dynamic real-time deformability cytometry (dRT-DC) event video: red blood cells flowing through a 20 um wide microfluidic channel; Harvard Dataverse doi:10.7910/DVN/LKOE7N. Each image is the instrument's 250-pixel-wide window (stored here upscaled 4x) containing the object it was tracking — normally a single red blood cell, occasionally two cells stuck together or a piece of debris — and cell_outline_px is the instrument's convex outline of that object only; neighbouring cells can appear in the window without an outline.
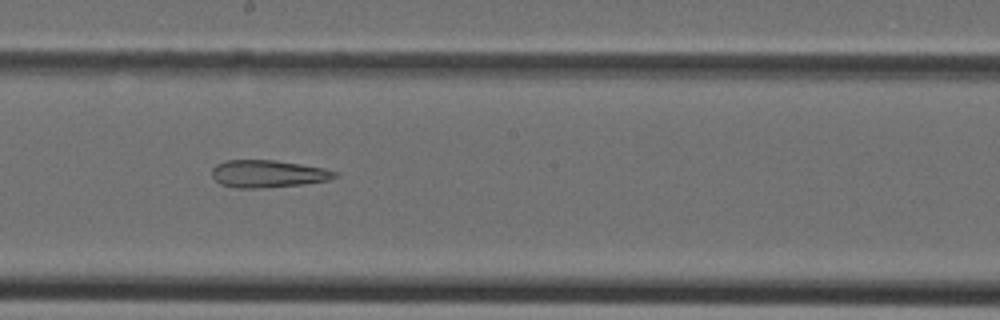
{"species": "Egyptian fruit bat (a non-hibernating species)", "species_latin": "Rousettus aegyptiacus", "temperature_condition": "cold", "stored_images_in_passage": 33, "camera_frame_rate_fps": 3000, "um_per_image_px": 0.085, "animal": {"sex": "female"}, "frame": {"image": 1, "passage_image": 15, "time_ms": 4.667, "image_size_px": [1000, 320], "cell_outline_px": [[340, 176], [328, 180], [304, 184], [264, 188], [236, 188], [220, 184], [212, 176], [212, 168], [216, 164], [224, 160], [272, 160], [300, 164], [324, 168], [336, 172]], "centroid_in_image_um": [22.76, 14.78], "position_along_channel_um": 225.4, "area_um2": 19.71}}
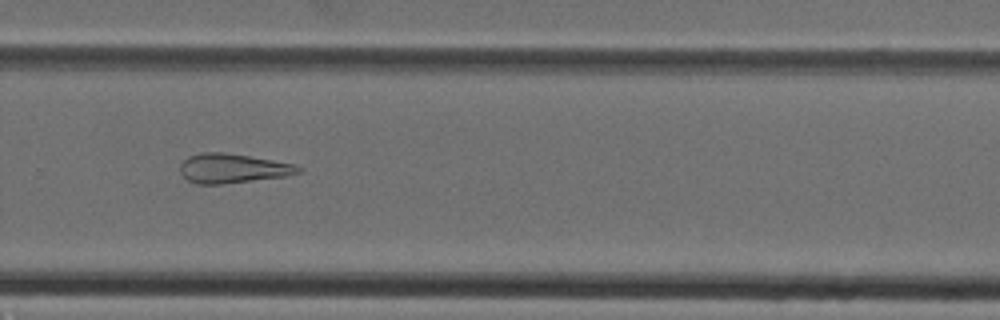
{"frame": {"image": 2, "passage_image": 20, "time_ms": 6.333, "image_size_px": [1000, 320], "cell_outline_px": [[304, 168], [300, 172], [288, 176], [224, 184], [196, 184], [188, 180], [180, 172], [180, 164], [188, 156], [200, 152], [224, 152], [272, 160], [292, 164]], "centroid_in_image_um": [19.76, 14.31], "position_along_channel_um": 310.0, "area_um2": 20.29}}
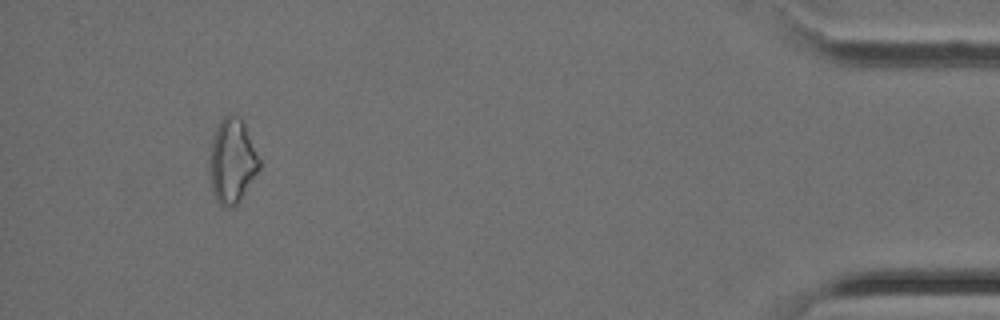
{"frame": {"image": 3, "passage_image": 30, "time_ms": 9.667, "image_size_px": [1000, 320], "cell_outline_px": [[260, 168], [236, 204], [228, 208], [224, 208], [216, 200], [212, 188], [212, 140], [216, 128], [220, 120], [228, 112], [232, 112], [244, 124], [260, 160]], "centroid_in_image_um": [19.75, 13.66], "position_along_channel_um": 415.4, "area_um2": 23.52}}